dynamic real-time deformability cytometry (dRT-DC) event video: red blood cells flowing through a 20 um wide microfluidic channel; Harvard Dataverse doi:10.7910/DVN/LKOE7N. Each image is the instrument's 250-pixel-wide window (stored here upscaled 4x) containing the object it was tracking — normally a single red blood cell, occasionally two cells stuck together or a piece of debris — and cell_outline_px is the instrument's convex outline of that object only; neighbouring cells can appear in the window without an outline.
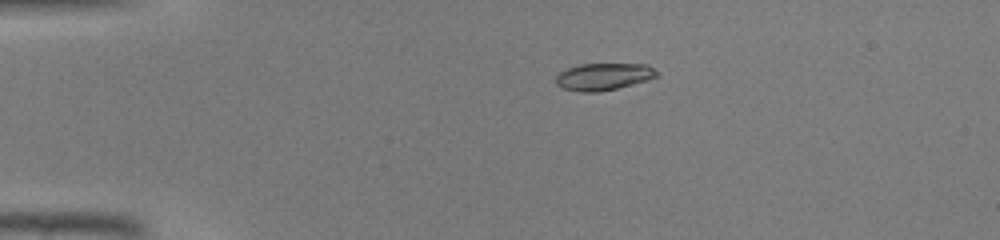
{"species": "common noctule bat (a hibernating species)", "species_latin": "Nyctalus noctula", "temperature_condition": "warm", "stored_images_in_passage": 37, "camera_frame_rate_fps": 3000, "um_per_image_px": 0.085, "animal": {"sex": "male", "body_mass_g": 19.0, "forearm_length_mm": 50.8}, "frame": {"image": 1, "passage_image": 1, "time_ms": 0.0, "image_size_px": [1000, 240], "cell_outline_px": [[656, 76], [648, 80], [616, 88], [596, 92], [580, 92], [564, 88], [556, 84], [556, 76], [560, 72], [568, 68], [580, 64], [648, 64], [656, 72]], "centroid_in_image_um": [51.28, 6.51], "position_along_channel_um": 33.7, "area_um2": 15.66}}
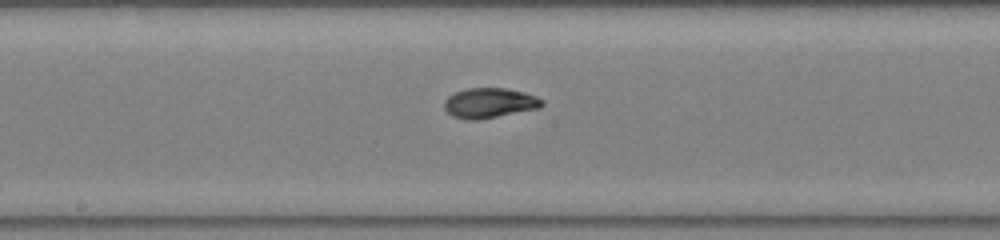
{"frame": {"image": 2, "passage_image": 16, "time_ms": 5.0, "image_size_px": [1000, 240], "cell_outline_px": [[544, 104], [540, 108], [476, 120], [468, 120], [452, 116], [444, 108], [444, 100], [448, 96], [456, 92], [468, 88], [504, 88], [524, 92], [536, 96], [544, 100]], "centroid_in_image_um": [41.61, 8.75], "position_along_channel_um": 206.6, "area_um2": 17.05}}
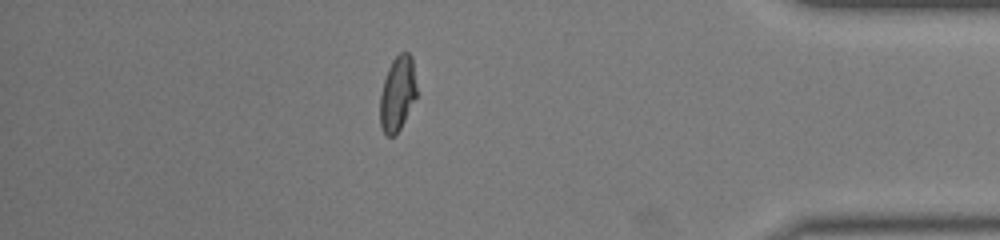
{"frame": {"image": 3, "passage_image": 31, "time_ms": 10.0, "image_size_px": [1000, 240], "cell_outline_px": [[416, 96], [400, 128], [392, 136], [388, 136], [384, 132], [380, 124], [380, 96], [384, 80], [388, 68], [392, 60], [400, 52], [408, 52], [412, 56], [416, 88]], "centroid_in_image_um": [33.78, 7.92], "position_along_channel_um": 401.4, "area_um2": 15.66}}